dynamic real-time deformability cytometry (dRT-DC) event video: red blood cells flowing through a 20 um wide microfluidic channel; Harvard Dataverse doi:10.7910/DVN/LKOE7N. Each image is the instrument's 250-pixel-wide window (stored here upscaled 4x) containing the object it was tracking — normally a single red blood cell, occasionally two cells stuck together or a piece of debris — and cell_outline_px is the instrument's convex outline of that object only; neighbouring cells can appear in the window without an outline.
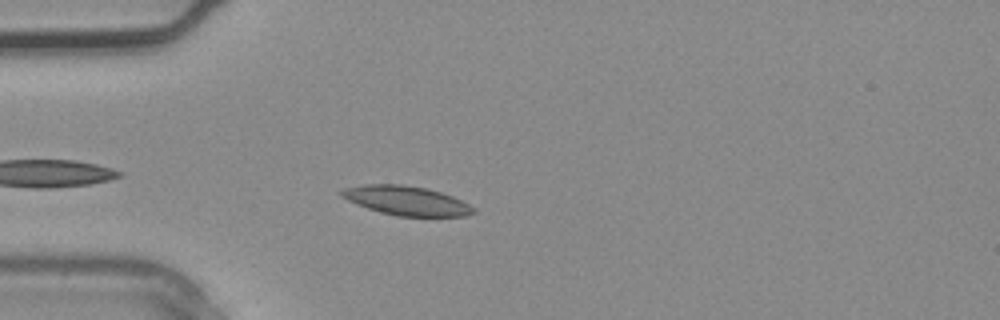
{"species": "common noctule bat (a hibernating species)", "species_latin": "Nyctalus noctula", "temperature_condition": "warm", "stored_images_in_passage": 1, "camera_frame_rate_fps": 3000, "um_per_image_px": 0.085, "animal": {"sex": "male", "body_mass_g": 20.4}, "frame": {"image": 1, "passage_image": 1, "time_ms": 0.0, "image_size_px": [1000, 320], "cell_outline_px": [[476, 212], [464, 216], [396, 216], [380, 212], [356, 204], [340, 196], [340, 192], [344, 188], [364, 184], [400, 184], [424, 188], [440, 192], [452, 196], [476, 208]], "centroid_in_image_um": [34.53, 17.05], "position_along_channel_um": 50.5, "area_um2": 22.31}}